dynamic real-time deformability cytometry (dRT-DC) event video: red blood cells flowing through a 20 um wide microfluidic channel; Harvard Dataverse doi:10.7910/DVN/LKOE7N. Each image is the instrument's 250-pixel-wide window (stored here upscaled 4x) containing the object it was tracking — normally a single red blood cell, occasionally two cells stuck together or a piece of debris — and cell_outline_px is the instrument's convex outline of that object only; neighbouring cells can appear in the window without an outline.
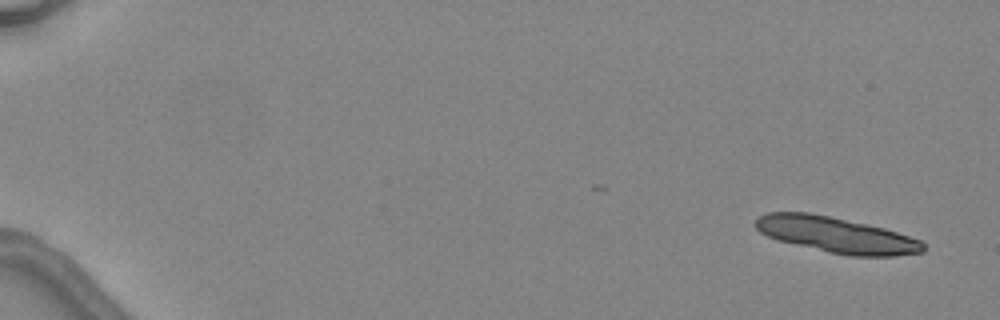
{"species": "common noctule bat (a hibernating species)", "species_latin": "Nyctalus noctula", "temperature_condition": "warm", "stored_images_in_passage": 5, "camera_frame_rate_fps": 3000, "um_per_image_px": 0.085, "animal": {"sex": "female", "body_mass_g": 24.6, "forearm_length_mm": 56.2}, "frame": {"image": 1, "passage_image": 1, "time_ms": 0.0, "image_size_px": [1000, 320], "cell_outline_px": [[924, 252], [896, 256], [848, 256], [828, 252], [776, 240], [760, 232], [752, 224], [756, 216], [768, 212], [808, 212], [828, 216], [884, 228], [920, 240], [924, 244]], "centroid_in_image_um": [71.02, 19.97], "position_along_channel_um": 14.0, "area_um2": 34.97}}